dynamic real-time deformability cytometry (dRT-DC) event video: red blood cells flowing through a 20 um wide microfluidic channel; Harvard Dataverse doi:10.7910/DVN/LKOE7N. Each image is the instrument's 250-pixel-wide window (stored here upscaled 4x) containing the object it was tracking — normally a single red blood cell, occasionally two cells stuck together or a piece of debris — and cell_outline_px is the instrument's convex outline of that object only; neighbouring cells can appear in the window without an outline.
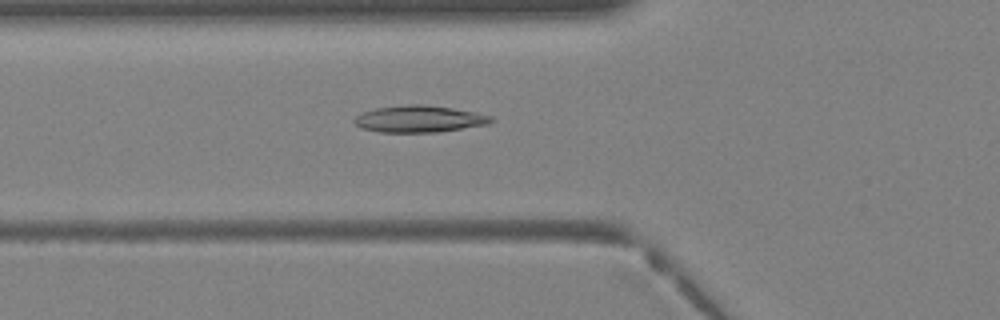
{"species": "Egyptian fruit bat (a non-hibernating species)", "species_latin": "Rousettus aegyptiacus", "temperature_condition": "warm", "stored_images_in_passage": 40, "camera_frame_rate_fps": 3000, "um_per_image_px": 0.085, "animal": {"sex": "female"}, "frame": {"image": 1, "passage_image": 15, "time_ms": 4.667, "image_size_px": [1000, 320], "cell_outline_px": [[496, 120], [488, 124], [436, 132], [380, 132], [360, 128], [352, 120], [360, 112], [376, 108], [404, 104], [424, 104], [452, 108], [476, 112], [492, 116]], "centroid_in_image_um": [35.61, 10.1], "position_along_channel_um": 90.2, "area_um2": 21.5}}
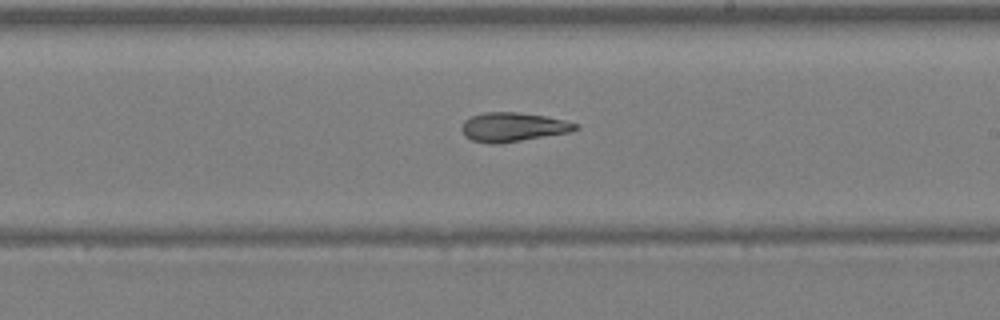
{"frame": {"image": 2, "passage_image": 24, "time_ms": 7.667, "image_size_px": [1000, 320], "cell_outline_px": [[580, 128], [568, 132], [500, 144], [492, 144], [472, 140], [464, 136], [460, 128], [464, 120], [472, 116], [484, 112], [516, 112], [544, 116], [564, 120], [580, 124]], "centroid_in_image_um": [43.58, 10.8], "position_along_channel_um": 245.4, "area_um2": 19.31}}
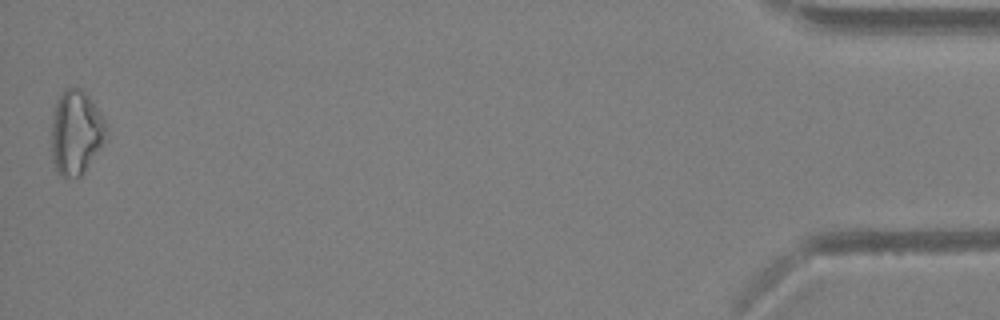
{"frame": {"image": 3, "passage_image": 40, "time_ms": 13.0, "image_size_px": [1000, 320], "cell_outline_px": [[108, 128], [104, 140], [84, 172], [80, 176], [64, 180], [56, 172], [52, 160], [52, 120], [56, 100], [64, 88], [84, 88], [100, 112]], "centroid_in_image_um": [6.44, 11.26], "position_along_channel_um": 428.8, "area_um2": 27.17}}